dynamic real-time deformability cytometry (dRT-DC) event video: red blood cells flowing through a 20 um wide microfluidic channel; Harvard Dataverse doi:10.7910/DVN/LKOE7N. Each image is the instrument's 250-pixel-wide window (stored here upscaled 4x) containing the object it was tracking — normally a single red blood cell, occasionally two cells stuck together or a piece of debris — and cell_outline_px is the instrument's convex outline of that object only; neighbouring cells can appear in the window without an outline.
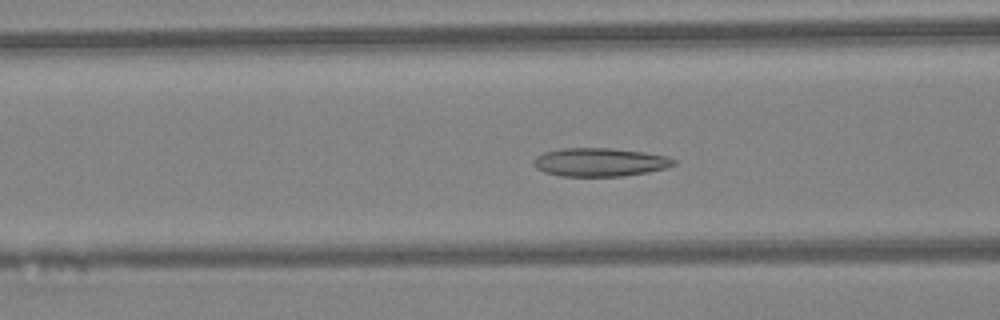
{"species": "Egyptian fruit bat (a non-hibernating species)", "species_latin": "Rousettus aegyptiacus", "temperature_condition": "warm", "stored_images_in_passage": 47, "camera_frame_rate_fps": 3000, "um_per_image_px": 0.085, "animal": {"sex": "female"}, "frame": {"image": 1, "passage_image": 19, "time_ms": 6.0, "image_size_px": [1000, 320], "cell_outline_px": [[676, 164], [668, 168], [648, 172], [624, 176], [560, 176], [544, 172], [536, 168], [532, 164], [532, 160], [536, 156], [544, 152], [564, 148], [608, 148], [644, 152], [668, 156], [676, 160]], "centroid_in_image_um": [50.99, 13.79], "position_along_channel_um": 115.6, "area_um2": 23.41}}
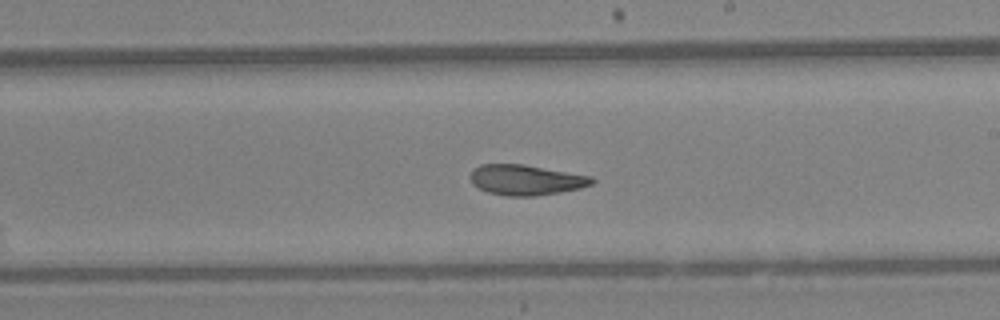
{"frame": {"image": 2, "passage_image": 28, "time_ms": 9.0, "image_size_px": [1000, 320], "cell_outline_px": [[596, 180], [592, 184], [580, 188], [560, 192], [536, 196], [508, 196], [488, 192], [472, 184], [468, 176], [472, 168], [480, 164], [524, 164], [592, 176]], "centroid_in_image_um": [44.68, 15.28], "position_along_channel_um": 244.3, "area_um2": 21.73}}
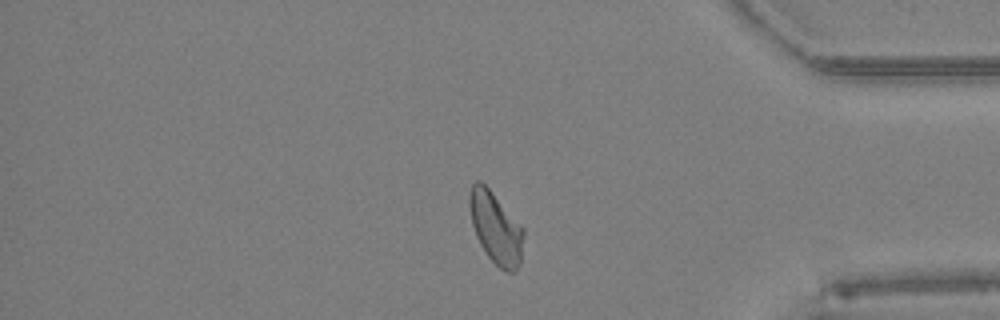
{"frame": {"image": 3, "passage_image": 40, "time_ms": 13.0, "image_size_px": [1000, 320], "cell_outline_px": [[524, 232], [520, 264], [516, 272], [504, 272], [488, 256], [480, 244], [476, 236], [472, 224], [468, 204], [468, 200], [472, 184], [476, 180], [480, 180], [488, 188], [524, 228]], "centroid_in_image_um": [42.14, 19.39], "position_along_channel_um": 393.1, "area_um2": 22.48}, "authors_computed_cell_mechanics": {"area_um2": 22.542, "velocity_mm_per_s": 4.3185, "shape_relaxation_time_tau1_ms": null, "shape_relaxation_time_tau2_ms": 2.1648, "deformation_change_tau1": null, "deformation_change_tau2": 0.0935}}